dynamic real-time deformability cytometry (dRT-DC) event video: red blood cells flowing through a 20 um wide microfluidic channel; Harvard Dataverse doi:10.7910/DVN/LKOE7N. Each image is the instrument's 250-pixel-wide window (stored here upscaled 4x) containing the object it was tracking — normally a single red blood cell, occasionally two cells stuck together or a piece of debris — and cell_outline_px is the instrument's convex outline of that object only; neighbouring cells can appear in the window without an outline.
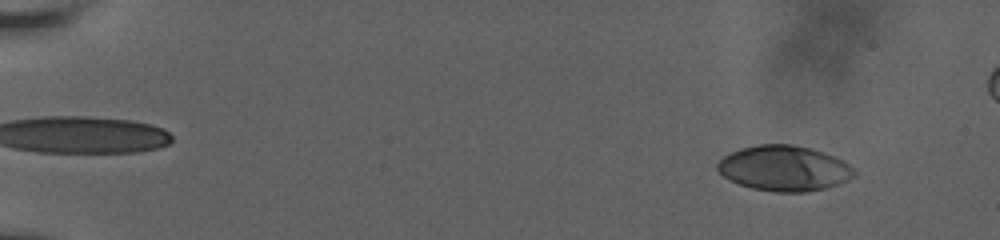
{"species": "human", "species_latin": "Homo sapiens", "temperature_condition": "room temperature", "stored_images_in_passage": 60, "camera_frame_rate_fps": 3000, "um_per_image_px": 0.085, "donor": {"sex": "male"}, "frame": {"image": 1, "passage_image": 6, "time_ms": 1.667, "image_size_px": [1000, 240], "cell_outline_px": [[856, 176], [840, 184], [824, 188], [804, 192], [776, 192], [752, 188], [728, 180], [716, 168], [716, 164], [724, 156], [740, 148], [760, 144], [792, 144], [812, 148], [824, 152], [848, 164], [856, 172]], "centroid_in_image_um": [66.65, 14.3], "position_along_channel_um": 18.4, "area_um2": 36.13}}
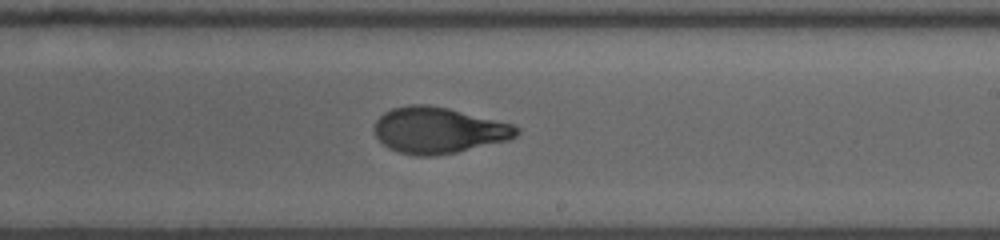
{"frame": {"image": 2, "passage_image": 38, "time_ms": 12.333, "image_size_px": [1000, 240], "cell_outline_px": [[520, 132], [516, 136], [508, 140], [456, 152], [436, 156], [416, 156], [400, 152], [388, 148], [376, 136], [372, 128], [376, 120], [384, 112], [392, 108], [408, 104], [428, 104], [448, 108], [512, 124], [520, 128]], "centroid_in_image_um": [37.24, 11.07], "position_along_channel_um": 251.8, "area_um2": 38.26}}
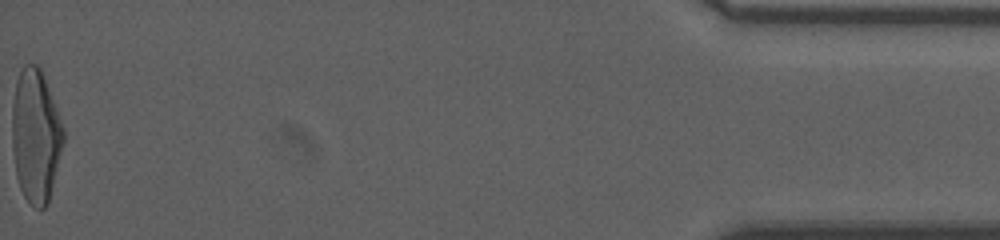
{"frame": {"image": 3, "passage_image": 60, "time_ms": 19.667, "image_size_px": [1000, 240], "cell_outline_px": [[64, 140], [48, 204], [44, 208], [36, 208], [24, 196], [20, 188], [16, 176], [12, 148], [12, 104], [16, 80], [20, 68], [24, 64], [36, 64], [40, 68], [64, 128]], "centroid_in_image_um": [3.01, 11.54], "position_along_channel_um": 432.2, "area_um2": 39.71}, "authors_computed_cell_mechanics": {"area_um2": 37.8012, "velocity_mm_per_s": 3.6517, "shape_relaxation_time_tau1_ms": 6.1149, "shape_relaxation_time_tau2_ms": 1.3501, "deformation_change_tau1": 0.251, "deformation_change_tau2": 0.0689}}